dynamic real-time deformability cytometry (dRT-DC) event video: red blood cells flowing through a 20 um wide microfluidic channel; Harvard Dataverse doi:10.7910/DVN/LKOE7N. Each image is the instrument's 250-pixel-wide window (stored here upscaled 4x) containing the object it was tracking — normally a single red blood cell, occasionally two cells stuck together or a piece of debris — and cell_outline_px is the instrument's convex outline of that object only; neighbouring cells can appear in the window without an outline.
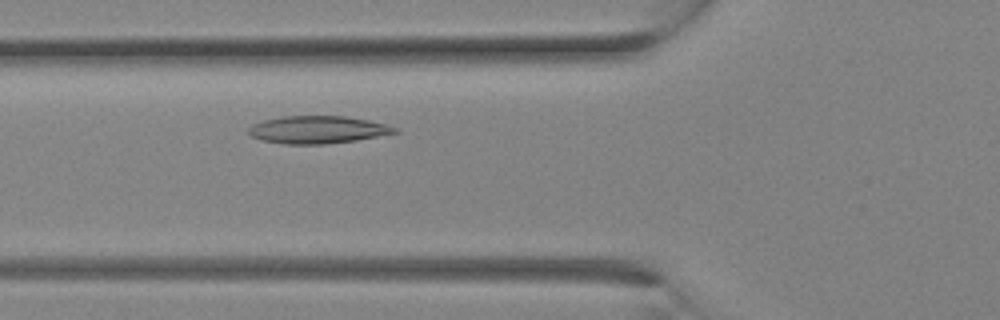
{"species": "Egyptian fruit bat (a non-hibernating species)", "species_latin": "Rousettus aegyptiacus", "temperature_condition": "room temperature", "stored_images_in_passage": 6, "camera_frame_rate_fps": 3000, "um_per_image_px": 0.085, "animal": {"sex": "female"}, "frame": {"image": 1, "passage_image": 6, "time_ms": 1.667, "image_size_px": [1000, 320], "cell_outline_px": [[400, 132], [356, 140], [324, 144], [284, 144], [264, 140], [252, 136], [248, 132], [248, 128], [252, 124], [264, 120], [280, 116], [344, 116], [368, 120], [400, 128]], "centroid_in_image_um": [27.01, 11.02], "position_along_channel_um": 98.8, "area_um2": 23.41}}